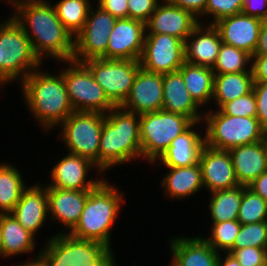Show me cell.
Instances as JSON below:
<instances>
[{"mask_svg": "<svg viewBox=\"0 0 267 266\" xmlns=\"http://www.w3.org/2000/svg\"><path fill=\"white\" fill-rule=\"evenodd\" d=\"M50 2L26 0L11 15L29 38L40 61L43 62V58L47 57L60 64L72 60L74 37L61 23Z\"/></svg>", "mask_w": 267, "mask_h": 266, "instance_id": "6da1fadb", "label": "cell"}, {"mask_svg": "<svg viewBox=\"0 0 267 266\" xmlns=\"http://www.w3.org/2000/svg\"><path fill=\"white\" fill-rule=\"evenodd\" d=\"M40 69L38 67L19 83L25 105H28L38 126L41 124L42 131L47 132L59 126L74 109L66 90L63 71L53 74Z\"/></svg>", "mask_w": 267, "mask_h": 266, "instance_id": "7a4b0ae2", "label": "cell"}, {"mask_svg": "<svg viewBox=\"0 0 267 266\" xmlns=\"http://www.w3.org/2000/svg\"><path fill=\"white\" fill-rule=\"evenodd\" d=\"M142 159L139 115L121 107L110 110L103 121L98 169L105 175L115 165Z\"/></svg>", "mask_w": 267, "mask_h": 266, "instance_id": "3957f363", "label": "cell"}, {"mask_svg": "<svg viewBox=\"0 0 267 266\" xmlns=\"http://www.w3.org/2000/svg\"><path fill=\"white\" fill-rule=\"evenodd\" d=\"M123 194L115 184L104 179L89 193L79 221L68 234L111 248V232L123 203Z\"/></svg>", "mask_w": 267, "mask_h": 266, "instance_id": "277c9868", "label": "cell"}, {"mask_svg": "<svg viewBox=\"0 0 267 266\" xmlns=\"http://www.w3.org/2000/svg\"><path fill=\"white\" fill-rule=\"evenodd\" d=\"M47 241L37 253L42 266H117L113 248L100 242L57 232Z\"/></svg>", "mask_w": 267, "mask_h": 266, "instance_id": "5b68a950", "label": "cell"}, {"mask_svg": "<svg viewBox=\"0 0 267 266\" xmlns=\"http://www.w3.org/2000/svg\"><path fill=\"white\" fill-rule=\"evenodd\" d=\"M203 115L205 145L217 150L256 143L267 137L256 117H236L209 108Z\"/></svg>", "mask_w": 267, "mask_h": 266, "instance_id": "8992f818", "label": "cell"}, {"mask_svg": "<svg viewBox=\"0 0 267 266\" xmlns=\"http://www.w3.org/2000/svg\"><path fill=\"white\" fill-rule=\"evenodd\" d=\"M139 122L142 159L152 165L194 123L187 116L163 110L140 114Z\"/></svg>", "mask_w": 267, "mask_h": 266, "instance_id": "52a82bcc", "label": "cell"}, {"mask_svg": "<svg viewBox=\"0 0 267 266\" xmlns=\"http://www.w3.org/2000/svg\"><path fill=\"white\" fill-rule=\"evenodd\" d=\"M0 45L5 49L4 84L22 82L43 65L34 53L31 42L12 16L0 22ZM15 80V81H14Z\"/></svg>", "mask_w": 267, "mask_h": 266, "instance_id": "ba28073f", "label": "cell"}, {"mask_svg": "<svg viewBox=\"0 0 267 266\" xmlns=\"http://www.w3.org/2000/svg\"><path fill=\"white\" fill-rule=\"evenodd\" d=\"M105 117L106 114L99 112L74 111L59 125L61 140L68 152L91 160L102 176L105 175L98 169V152Z\"/></svg>", "mask_w": 267, "mask_h": 266, "instance_id": "9c48e42d", "label": "cell"}, {"mask_svg": "<svg viewBox=\"0 0 267 266\" xmlns=\"http://www.w3.org/2000/svg\"><path fill=\"white\" fill-rule=\"evenodd\" d=\"M65 63L69 66L63 70V79L75 112L107 114L116 107L83 63L74 60Z\"/></svg>", "mask_w": 267, "mask_h": 266, "instance_id": "30bf717a", "label": "cell"}, {"mask_svg": "<svg viewBox=\"0 0 267 266\" xmlns=\"http://www.w3.org/2000/svg\"><path fill=\"white\" fill-rule=\"evenodd\" d=\"M82 63L116 107H120L129 95L134 78L141 68L137 60L99 58Z\"/></svg>", "mask_w": 267, "mask_h": 266, "instance_id": "8fae6325", "label": "cell"}, {"mask_svg": "<svg viewBox=\"0 0 267 266\" xmlns=\"http://www.w3.org/2000/svg\"><path fill=\"white\" fill-rule=\"evenodd\" d=\"M117 18L91 6L83 29L74 37V54L72 60L85 62L90 59H107L109 34Z\"/></svg>", "mask_w": 267, "mask_h": 266, "instance_id": "7c38bea8", "label": "cell"}, {"mask_svg": "<svg viewBox=\"0 0 267 266\" xmlns=\"http://www.w3.org/2000/svg\"><path fill=\"white\" fill-rule=\"evenodd\" d=\"M139 61L148 72H177L185 62L184 41L168 34H146Z\"/></svg>", "mask_w": 267, "mask_h": 266, "instance_id": "4fadbf2b", "label": "cell"}, {"mask_svg": "<svg viewBox=\"0 0 267 266\" xmlns=\"http://www.w3.org/2000/svg\"><path fill=\"white\" fill-rule=\"evenodd\" d=\"M93 167L97 168L91 160L68 152L52 167L49 179L51 181L46 186L78 191L93 190L104 180V177L102 179L100 176L88 180L87 174L90 169L94 170Z\"/></svg>", "mask_w": 267, "mask_h": 266, "instance_id": "5bb4252c", "label": "cell"}, {"mask_svg": "<svg viewBox=\"0 0 267 266\" xmlns=\"http://www.w3.org/2000/svg\"><path fill=\"white\" fill-rule=\"evenodd\" d=\"M145 35V23L131 18L117 19L109 34L107 59L139 61Z\"/></svg>", "mask_w": 267, "mask_h": 266, "instance_id": "9a60e30c", "label": "cell"}, {"mask_svg": "<svg viewBox=\"0 0 267 266\" xmlns=\"http://www.w3.org/2000/svg\"><path fill=\"white\" fill-rule=\"evenodd\" d=\"M163 74L148 72L142 68L134 78L130 93L120 106L138 115L162 110Z\"/></svg>", "mask_w": 267, "mask_h": 266, "instance_id": "2e32d148", "label": "cell"}, {"mask_svg": "<svg viewBox=\"0 0 267 266\" xmlns=\"http://www.w3.org/2000/svg\"><path fill=\"white\" fill-rule=\"evenodd\" d=\"M198 24L199 20L192 12L162 0L146 23V34H168L185 42Z\"/></svg>", "mask_w": 267, "mask_h": 266, "instance_id": "e0dca14e", "label": "cell"}, {"mask_svg": "<svg viewBox=\"0 0 267 266\" xmlns=\"http://www.w3.org/2000/svg\"><path fill=\"white\" fill-rule=\"evenodd\" d=\"M199 164L203 185L208 193L239 186L231 156L227 150H217L205 145L200 154Z\"/></svg>", "mask_w": 267, "mask_h": 266, "instance_id": "ac0fdd59", "label": "cell"}, {"mask_svg": "<svg viewBox=\"0 0 267 266\" xmlns=\"http://www.w3.org/2000/svg\"><path fill=\"white\" fill-rule=\"evenodd\" d=\"M262 19L238 13L218 20L213 25L218 29L223 43L241 49L253 56Z\"/></svg>", "mask_w": 267, "mask_h": 266, "instance_id": "d6986e66", "label": "cell"}, {"mask_svg": "<svg viewBox=\"0 0 267 266\" xmlns=\"http://www.w3.org/2000/svg\"><path fill=\"white\" fill-rule=\"evenodd\" d=\"M91 191L47 187L49 218L52 217L50 221L56 220L65 226V231L59 233H69L76 226Z\"/></svg>", "mask_w": 267, "mask_h": 266, "instance_id": "ffe728a7", "label": "cell"}, {"mask_svg": "<svg viewBox=\"0 0 267 266\" xmlns=\"http://www.w3.org/2000/svg\"><path fill=\"white\" fill-rule=\"evenodd\" d=\"M11 214L35 236L49 216L47 186L27 185Z\"/></svg>", "mask_w": 267, "mask_h": 266, "instance_id": "44dd1931", "label": "cell"}, {"mask_svg": "<svg viewBox=\"0 0 267 266\" xmlns=\"http://www.w3.org/2000/svg\"><path fill=\"white\" fill-rule=\"evenodd\" d=\"M199 23L184 42L185 62L213 68L222 44L213 24Z\"/></svg>", "mask_w": 267, "mask_h": 266, "instance_id": "7402d4cb", "label": "cell"}, {"mask_svg": "<svg viewBox=\"0 0 267 266\" xmlns=\"http://www.w3.org/2000/svg\"><path fill=\"white\" fill-rule=\"evenodd\" d=\"M239 186L247 187L267 171V137L228 150Z\"/></svg>", "mask_w": 267, "mask_h": 266, "instance_id": "603a6c76", "label": "cell"}, {"mask_svg": "<svg viewBox=\"0 0 267 266\" xmlns=\"http://www.w3.org/2000/svg\"><path fill=\"white\" fill-rule=\"evenodd\" d=\"M196 236H175L168 240L173 257L170 266H218L220 252Z\"/></svg>", "mask_w": 267, "mask_h": 266, "instance_id": "cb8c5ba5", "label": "cell"}, {"mask_svg": "<svg viewBox=\"0 0 267 266\" xmlns=\"http://www.w3.org/2000/svg\"><path fill=\"white\" fill-rule=\"evenodd\" d=\"M198 124L202 122H194L177 136L157 162H154L155 165L160 162L162 167H188L199 163L201 151L205 146V137L194 129Z\"/></svg>", "mask_w": 267, "mask_h": 266, "instance_id": "d4e9b609", "label": "cell"}, {"mask_svg": "<svg viewBox=\"0 0 267 266\" xmlns=\"http://www.w3.org/2000/svg\"><path fill=\"white\" fill-rule=\"evenodd\" d=\"M162 110L187 116L193 122H202L205 113L189 94L179 71L163 74Z\"/></svg>", "mask_w": 267, "mask_h": 266, "instance_id": "484cf974", "label": "cell"}, {"mask_svg": "<svg viewBox=\"0 0 267 266\" xmlns=\"http://www.w3.org/2000/svg\"><path fill=\"white\" fill-rule=\"evenodd\" d=\"M169 169L162 177L161 188L172 199L189 198L203 190L202 170L199 163L188 167H166Z\"/></svg>", "mask_w": 267, "mask_h": 266, "instance_id": "4316f807", "label": "cell"}, {"mask_svg": "<svg viewBox=\"0 0 267 266\" xmlns=\"http://www.w3.org/2000/svg\"><path fill=\"white\" fill-rule=\"evenodd\" d=\"M0 231L3 244L2 257L33 253L35 236L27 231L11 214H0Z\"/></svg>", "mask_w": 267, "mask_h": 266, "instance_id": "83f0119b", "label": "cell"}, {"mask_svg": "<svg viewBox=\"0 0 267 266\" xmlns=\"http://www.w3.org/2000/svg\"><path fill=\"white\" fill-rule=\"evenodd\" d=\"M178 71L182 74L186 88L193 100L202 109L205 106L207 108V104L213 98L215 73L212 68L184 62Z\"/></svg>", "mask_w": 267, "mask_h": 266, "instance_id": "f1b7e54d", "label": "cell"}, {"mask_svg": "<svg viewBox=\"0 0 267 266\" xmlns=\"http://www.w3.org/2000/svg\"><path fill=\"white\" fill-rule=\"evenodd\" d=\"M253 73L215 74L212 102L219 109L223 104L249 93L253 89Z\"/></svg>", "mask_w": 267, "mask_h": 266, "instance_id": "f546056e", "label": "cell"}, {"mask_svg": "<svg viewBox=\"0 0 267 266\" xmlns=\"http://www.w3.org/2000/svg\"><path fill=\"white\" fill-rule=\"evenodd\" d=\"M26 187L19 169L12 163H0V214L13 211Z\"/></svg>", "mask_w": 267, "mask_h": 266, "instance_id": "4dcf8cb0", "label": "cell"}, {"mask_svg": "<svg viewBox=\"0 0 267 266\" xmlns=\"http://www.w3.org/2000/svg\"><path fill=\"white\" fill-rule=\"evenodd\" d=\"M209 211L212 223L237 220L242 201V186L209 193Z\"/></svg>", "mask_w": 267, "mask_h": 266, "instance_id": "1f68e13d", "label": "cell"}, {"mask_svg": "<svg viewBox=\"0 0 267 266\" xmlns=\"http://www.w3.org/2000/svg\"><path fill=\"white\" fill-rule=\"evenodd\" d=\"M53 6L61 23L75 37L83 29L92 3L90 0H60Z\"/></svg>", "mask_w": 267, "mask_h": 266, "instance_id": "d6a6232c", "label": "cell"}, {"mask_svg": "<svg viewBox=\"0 0 267 266\" xmlns=\"http://www.w3.org/2000/svg\"><path fill=\"white\" fill-rule=\"evenodd\" d=\"M251 64L252 56L250 54L222 42L212 70L215 74L252 72Z\"/></svg>", "mask_w": 267, "mask_h": 266, "instance_id": "836d02e7", "label": "cell"}, {"mask_svg": "<svg viewBox=\"0 0 267 266\" xmlns=\"http://www.w3.org/2000/svg\"><path fill=\"white\" fill-rule=\"evenodd\" d=\"M237 220L241 224L267 221V201L248 187L242 186V201Z\"/></svg>", "mask_w": 267, "mask_h": 266, "instance_id": "e575fe53", "label": "cell"}, {"mask_svg": "<svg viewBox=\"0 0 267 266\" xmlns=\"http://www.w3.org/2000/svg\"><path fill=\"white\" fill-rule=\"evenodd\" d=\"M241 228L238 220L212 223L209 237H202L212 248L218 252H228L233 246Z\"/></svg>", "mask_w": 267, "mask_h": 266, "instance_id": "d590c367", "label": "cell"}, {"mask_svg": "<svg viewBox=\"0 0 267 266\" xmlns=\"http://www.w3.org/2000/svg\"><path fill=\"white\" fill-rule=\"evenodd\" d=\"M267 248V221L258 223L241 224L231 249L245 247Z\"/></svg>", "mask_w": 267, "mask_h": 266, "instance_id": "8d00e7d4", "label": "cell"}, {"mask_svg": "<svg viewBox=\"0 0 267 266\" xmlns=\"http://www.w3.org/2000/svg\"><path fill=\"white\" fill-rule=\"evenodd\" d=\"M243 0H207L204 13L198 18L199 23H203L201 17L207 16L211 21L208 24H214L218 20L233 16L242 12Z\"/></svg>", "mask_w": 267, "mask_h": 266, "instance_id": "74e56055", "label": "cell"}, {"mask_svg": "<svg viewBox=\"0 0 267 266\" xmlns=\"http://www.w3.org/2000/svg\"><path fill=\"white\" fill-rule=\"evenodd\" d=\"M219 110L236 117H256V99L253 89L233 101L223 104Z\"/></svg>", "mask_w": 267, "mask_h": 266, "instance_id": "f35d334b", "label": "cell"}, {"mask_svg": "<svg viewBox=\"0 0 267 266\" xmlns=\"http://www.w3.org/2000/svg\"><path fill=\"white\" fill-rule=\"evenodd\" d=\"M231 253L241 266H265L267 262V248L245 247L230 249Z\"/></svg>", "mask_w": 267, "mask_h": 266, "instance_id": "ab89813d", "label": "cell"}, {"mask_svg": "<svg viewBox=\"0 0 267 266\" xmlns=\"http://www.w3.org/2000/svg\"><path fill=\"white\" fill-rule=\"evenodd\" d=\"M162 0H127L128 18L147 23Z\"/></svg>", "mask_w": 267, "mask_h": 266, "instance_id": "60d3db41", "label": "cell"}, {"mask_svg": "<svg viewBox=\"0 0 267 266\" xmlns=\"http://www.w3.org/2000/svg\"><path fill=\"white\" fill-rule=\"evenodd\" d=\"M253 91L256 99V118L267 132V82H254Z\"/></svg>", "mask_w": 267, "mask_h": 266, "instance_id": "b9f144b4", "label": "cell"}, {"mask_svg": "<svg viewBox=\"0 0 267 266\" xmlns=\"http://www.w3.org/2000/svg\"><path fill=\"white\" fill-rule=\"evenodd\" d=\"M95 4L117 19L128 18L127 0H97Z\"/></svg>", "mask_w": 267, "mask_h": 266, "instance_id": "7bdbcfd3", "label": "cell"}, {"mask_svg": "<svg viewBox=\"0 0 267 266\" xmlns=\"http://www.w3.org/2000/svg\"><path fill=\"white\" fill-rule=\"evenodd\" d=\"M242 13L267 20V0H243Z\"/></svg>", "mask_w": 267, "mask_h": 266, "instance_id": "ee69618b", "label": "cell"}, {"mask_svg": "<svg viewBox=\"0 0 267 266\" xmlns=\"http://www.w3.org/2000/svg\"><path fill=\"white\" fill-rule=\"evenodd\" d=\"M251 70L253 82H267V55H253Z\"/></svg>", "mask_w": 267, "mask_h": 266, "instance_id": "f6af8a7d", "label": "cell"}, {"mask_svg": "<svg viewBox=\"0 0 267 266\" xmlns=\"http://www.w3.org/2000/svg\"><path fill=\"white\" fill-rule=\"evenodd\" d=\"M172 4L192 12L197 18L204 13L207 0H169Z\"/></svg>", "mask_w": 267, "mask_h": 266, "instance_id": "bcb514c9", "label": "cell"}, {"mask_svg": "<svg viewBox=\"0 0 267 266\" xmlns=\"http://www.w3.org/2000/svg\"><path fill=\"white\" fill-rule=\"evenodd\" d=\"M247 187L267 201V171L263 172Z\"/></svg>", "mask_w": 267, "mask_h": 266, "instance_id": "7dc6e473", "label": "cell"}, {"mask_svg": "<svg viewBox=\"0 0 267 266\" xmlns=\"http://www.w3.org/2000/svg\"><path fill=\"white\" fill-rule=\"evenodd\" d=\"M253 55H267V20L262 21L258 44Z\"/></svg>", "mask_w": 267, "mask_h": 266, "instance_id": "c3c4849f", "label": "cell"}, {"mask_svg": "<svg viewBox=\"0 0 267 266\" xmlns=\"http://www.w3.org/2000/svg\"><path fill=\"white\" fill-rule=\"evenodd\" d=\"M224 255L221 254L220 252L219 257H218V266H241L240 263L236 260V258L231 253L225 252Z\"/></svg>", "mask_w": 267, "mask_h": 266, "instance_id": "681fc988", "label": "cell"}, {"mask_svg": "<svg viewBox=\"0 0 267 266\" xmlns=\"http://www.w3.org/2000/svg\"><path fill=\"white\" fill-rule=\"evenodd\" d=\"M5 49L0 45V81L4 84Z\"/></svg>", "mask_w": 267, "mask_h": 266, "instance_id": "f907efd6", "label": "cell"}, {"mask_svg": "<svg viewBox=\"0 0 267 266\" xmlns=\"http://www.w3.org/2000/svg\"><path fill=\"white\" fill-rule=\"evenodd\" d=\"M34 257H35L34 260L31 258L30 262L28 260V262L27 261L25 263L22 262L21 264L16 266H42L41 263L38 261L39 256L35 255Z\"/></svg>", "mask_w": 267, "mask_h": 266, "instance_id": "816d5d0a", "label": "cell"}, {"mask_svg": "<svg viewBox=\"0 0 267 266\" xmlns=\"http://www.w3.org/2000/svg\"><path fill=\"white\" fill-rule=\"evenodd\" d=\"M8 3H10L13 7V10H15L18 6H20L24 1L26 0H4Z\"/></svg>", "mask_w": 267, "mask_h": 266, "instance_id": "f5cc1de1", "label": "cell"}, {"mask_svg": "<svg viewBox=\"0 0 267 266\" xmlns=\"http://www.w3.org/2000/svg\"><path fill=\"white\" fill-rule=\"evenodd\" d=\"M2 252H3V244H2L1 231H0V258L2 256Z\"/></svg>", "mask_w": 267, "mask_h": 266, "instance_id": "db71d44e", "label": "cell"}, {"mask_svg": "<svg viewBox=\"0 0 267 266\" xmlns=\"http://www.w3.org/2000/svg\"><path fill=\"white\" fill-rule=\"evenodd\" d=\"M0 86H1V88H2V86H5V85L0 81Z\"/></svg>", "mask_w": 267, "mask_h": 266, "instance_id": "11a10c76", "label": "cell"}]
</instances>
